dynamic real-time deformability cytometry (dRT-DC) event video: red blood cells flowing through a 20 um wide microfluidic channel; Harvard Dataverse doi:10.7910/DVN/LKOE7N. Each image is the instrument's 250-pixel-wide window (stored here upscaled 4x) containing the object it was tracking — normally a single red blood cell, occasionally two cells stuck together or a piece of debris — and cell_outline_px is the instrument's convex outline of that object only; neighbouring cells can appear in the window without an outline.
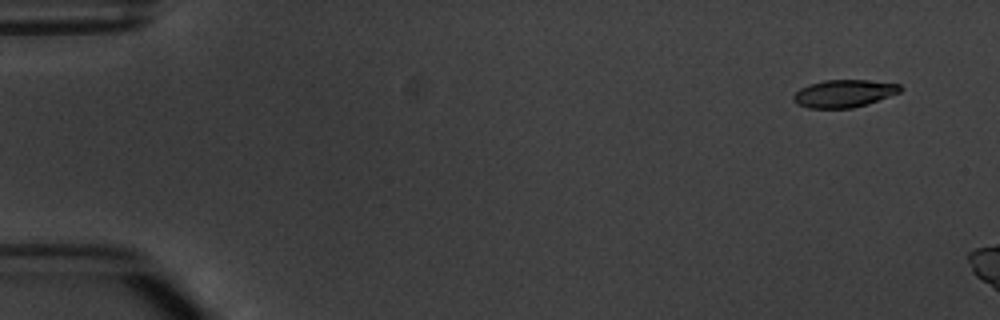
{"species": "common noctule bat (a hibernating species)", "species_latin": "Nyctalus noctula", "temperature_condition": "warm", "stored_images_in_passage": 3, "camera_frame_rate_fps": 3000, "um_per_image_px": 0.085, "animal": {"sex": "male", "body_mass_g": 20.1, "forearm_length_mm": 53.5}, "frame": {"image": 1, "passage_image": 1, "time_ms": 0.0, "image_size_px": [1000, 320], "cell_outline_px": [[904, 88], [900, 92], [852, 108], [808, 108], [796, 104], [792, 100], [792, 96], [800, 88], [808, 84], [824, 80], [864, 80], [900, 84]], "centroid_in_image_um": [71.68, 7.94], "position_along_channel_um": 13.3, "area_um2": 17.05}}